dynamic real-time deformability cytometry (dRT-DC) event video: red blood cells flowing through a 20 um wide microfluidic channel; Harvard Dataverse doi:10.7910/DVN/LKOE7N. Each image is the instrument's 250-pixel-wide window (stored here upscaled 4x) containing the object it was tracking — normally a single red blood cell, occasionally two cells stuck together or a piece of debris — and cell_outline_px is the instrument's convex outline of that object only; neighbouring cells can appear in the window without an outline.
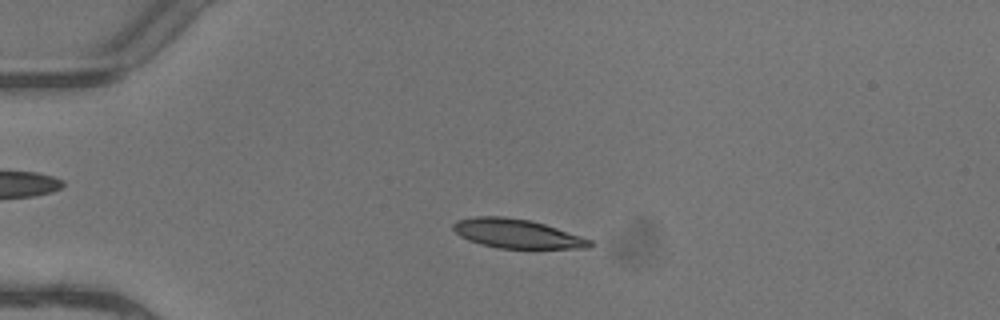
{"species": "common noctule bat (a hibernating species)", "species_latin": "Nyctalus noctula", "temperature_condition": "warm", "stored_images_in_passage": 3, "camera_frame_rate_fps": 3000, "um_per_image_px": 0.085, "animal": {"sex": "female"}, "frame": {"image": 1, "passage_image": 2, "time_ms": 0.333, "image_size_px": [1000, 320], "cell_outline_px": [[592, 248], [496, 248], [480, 244], [468, 240], [460, 236], [452, 228], [452, 224], [456, 220], [476, 216], [504, 216], [528, 220], [544, 224], [592, 240]], "centroid_in_image_um": [43.89, 19.86], "position_along_channel_um": 41.1, "area_um2": 23.06}}